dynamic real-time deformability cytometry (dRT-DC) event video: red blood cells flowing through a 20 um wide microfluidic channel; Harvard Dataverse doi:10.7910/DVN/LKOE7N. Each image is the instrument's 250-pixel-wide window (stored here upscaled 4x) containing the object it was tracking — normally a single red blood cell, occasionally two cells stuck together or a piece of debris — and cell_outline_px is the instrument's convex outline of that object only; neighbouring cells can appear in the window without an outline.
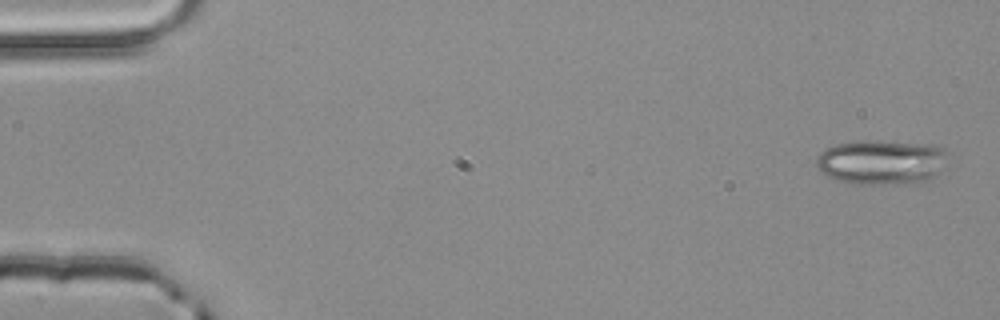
{"species": "common noctule bat (a hibernating species)", "species_latin": "Nyctalus noctula", "temperature_condition": "room temperature", "stored_images_in_passage": 4, "camera_frame_rate_fps": 3000, "um_per_image_px": 0.085, "animal": {"sex": "male", "body_mass_g": 20.4}, "frame": {"image": 1, "passage_image": 1, "time_ms": 0.0, "image_size_px": [1000, 320], "cell_outline_px": [[948, 168], [932, 180], [920, 184], [860, 184], [836, 180], [820, 172], [816, 164], [816, 156], [820, 152], [836, 144], [852, 140], [876, 140], [932, 144], [944, 148], [948, 152]], "centroid_in_image_um": [75.04, 13.78], "position_along_channel_um": 10.0, "area_um2": 35.72}}